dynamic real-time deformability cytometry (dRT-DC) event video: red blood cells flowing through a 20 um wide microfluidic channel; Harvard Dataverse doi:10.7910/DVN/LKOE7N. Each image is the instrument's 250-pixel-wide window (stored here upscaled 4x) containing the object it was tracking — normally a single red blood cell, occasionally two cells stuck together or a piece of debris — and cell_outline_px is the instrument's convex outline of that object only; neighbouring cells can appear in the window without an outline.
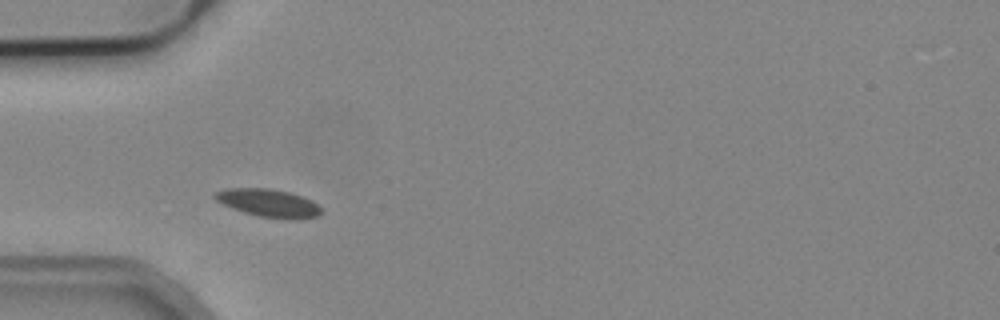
{"species": "common noctule bat (a hibernating species)", "species_latin": "Nyctalus noctula", "temperature_condition": "cold", "stored_images_in_passage": 3, "camera_frame_rate_fps": 3000, "um_per_image_px": 0.085, "animal": {"sex": "male", "body_mass_g": 19.2, "forearm_length_mm": 51.8}, "frame": {"image": 1, "passage_image": 3, "time_ms": 2.667, "image_size_px": [1000, 320], "cell_outline_px": [[324, 212], [320, 216], [256, 216], [232, 208], [216, 200], [212, 196], [216, 192], [228, 188], [268, 188], [288, 192], [312, 200]], "centroid_in_image_um": [22.75, 17.2], "position_along_channel_um": 62.2, "area_um2": 16.42}}